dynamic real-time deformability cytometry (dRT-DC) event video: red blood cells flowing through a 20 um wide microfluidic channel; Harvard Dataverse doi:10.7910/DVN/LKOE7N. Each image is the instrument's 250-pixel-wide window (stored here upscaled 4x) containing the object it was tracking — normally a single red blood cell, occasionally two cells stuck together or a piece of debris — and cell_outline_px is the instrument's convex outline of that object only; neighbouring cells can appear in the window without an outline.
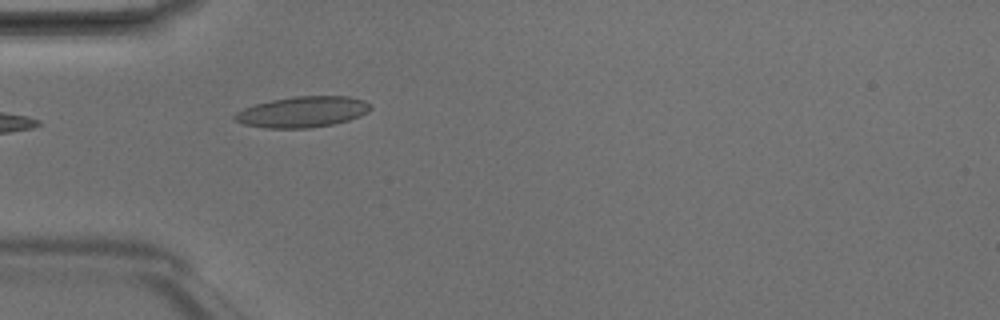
{"species": "Egyptian fruit bat (a non-hibernating species)", "species_latin": "Rousettus aegyptiacus", "temperature_condition": "room temperature", "stored_images_in_passage": 1, "camera_frame_rate_fps": 3000, "um_per_image_px": 0.085, "animal": {"sex": "male"}, "frame": {"image": 1, "passage_image": 1, "time_ms": 0.0, "image_size_px": [1000, 320], "cell_outline_px": [[372, 108], [368, 112], [360, 116], [348, 120], [332, 124], [308, 128], [264, 128], [244, 124], [232, 120], [232, 116], [236, 112], [244, 108], [256, 104], [272, 100], [296, 96], [348, 96], [364, 100]], "centroid_in_image_um": [25.69, 9.51], "position_along_channel_um": 59.3, "area_um2": 24.39}}